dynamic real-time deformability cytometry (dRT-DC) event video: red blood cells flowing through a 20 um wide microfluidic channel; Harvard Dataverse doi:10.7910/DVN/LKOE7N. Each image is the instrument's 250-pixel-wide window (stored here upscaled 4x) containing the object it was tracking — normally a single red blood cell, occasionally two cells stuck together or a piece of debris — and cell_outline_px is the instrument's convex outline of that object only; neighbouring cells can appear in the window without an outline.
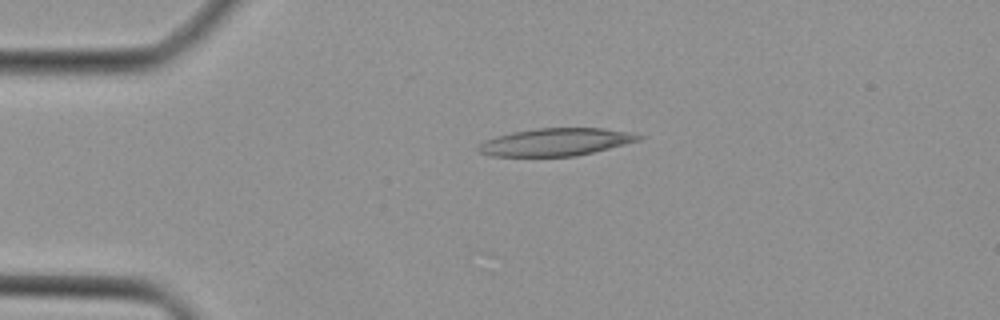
{"species": "Egyptian fruit bat (a non-hibernating species)", "species_latin": "Rousettus aegyptiacus", "temperature_condition": "cold", "stored_images_in_passage": 10, "camera_frame_rate_fps": 3000, "um_per_image_px": 0.085, "animal": {"sex": "female"}, "frame": {"image": 1, "passage_image": 1, "time_ms": 0.0, "image_size_px": [1000, 320], "cell_outline_px": [[644, 136], [640, 140], [576, 156], [492, 156], [480, 152], [476, 148], [484, 140], [496, 136], [512, 132], [540, 128], [604, 128], [628, 132]], "centroid_in_image_um": [47.21, 12.07], "position_along_channel_um": 37.8, "area_um2": 25.49}}
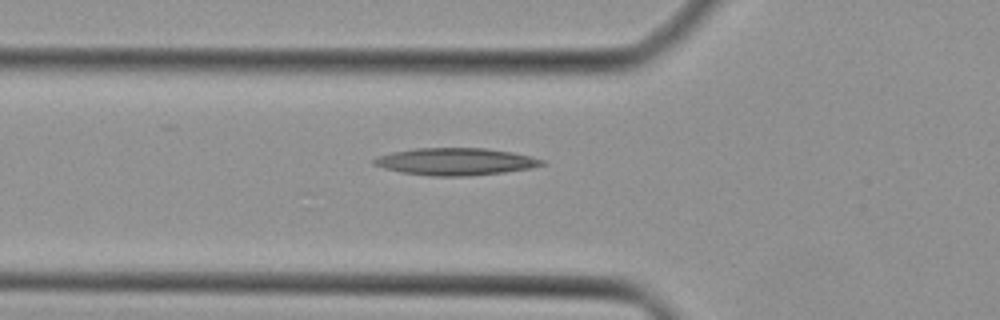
{"frame": {"image": 2, "passage_image": 6, "time_ms": 1.667, "image_size_px": [1000, 320], "cell_outline_px": [[548, 164], [532, 168], [504, 172], [468, 176], [432, 176], [400, 172], [384, 168], [372, 164], [372, 160], [380, 156], [392, 152], [416, 148], [484, 148], [512, 152], [532, 156], [544, 160]], "centroid_in_image_um": [38.76, 13.74], "position_along_channel_um": 87.0, "area_um2": 26.7}}